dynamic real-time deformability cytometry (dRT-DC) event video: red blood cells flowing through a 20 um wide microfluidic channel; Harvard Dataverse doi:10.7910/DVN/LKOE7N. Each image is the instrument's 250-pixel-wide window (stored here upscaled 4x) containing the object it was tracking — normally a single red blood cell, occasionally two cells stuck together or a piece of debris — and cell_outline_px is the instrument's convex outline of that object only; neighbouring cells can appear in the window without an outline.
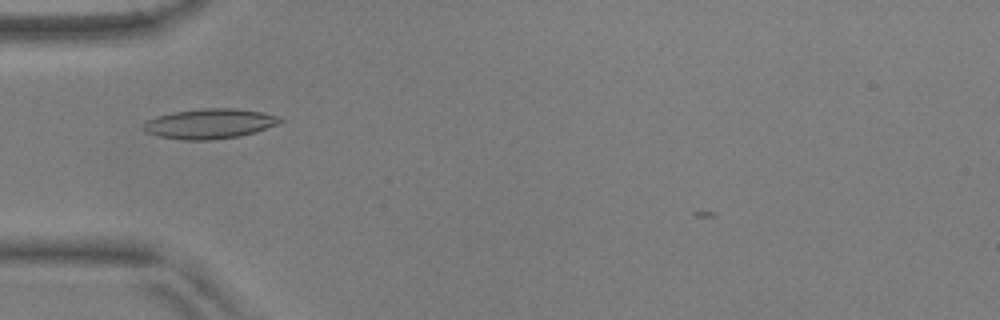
{"species": "common noctule bat (a hibernating species)", "species_latin": "Nyctalus noctula", "temperature_condition": "warm", "stored_images_in_passage": 42, "camera_frame_rate_fps": 3000, "um_per_image_px": 0.085, "animal": {"sex": "male", "body_mass_g": 17.9, "forearm_length_mm": 54.2}, "frame": {"image": 1, "passage_image": 7, "time_ms": 2.0, "image_size_px": [1000, 320], "cell_outline_px": [[284, 120], [280, 124], [256, 132], [240, 136], [212, 140], [184, 140], [160, 136], [148, 132], [144, 128], [144, 124], [148, 120], [160, 116], [176, 112], [204, 108], [236, 108], [260, 112], [276, 116]], "centroid_in_image_um": [17.9, 10.52], "position_along_channel_um": 67.1, "area_um2": 23.52}}
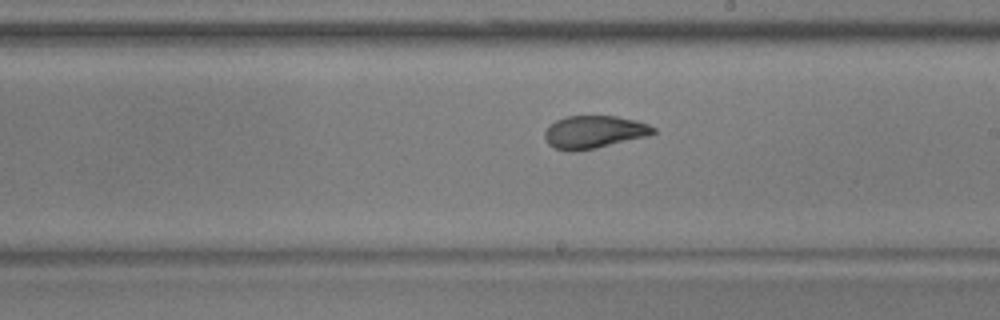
{"frame": {"image": 2, "passage_image": 21, "time_ms": 6.667, "image_size_px": [1000, 320], "cell_outline_px": [[656, 132], [648, 136], [596, 148], [572, 152], [556, 148], [548, 144], [544, 136], [544, 132], [556, 120], [564, 116], [616, 116], [636, 120], [648, 124], [656, 128]], "centroid_in_image_um": [50.51, 11.22], "position_along_channel_um": 238.5, "area_um2": 20.69}}
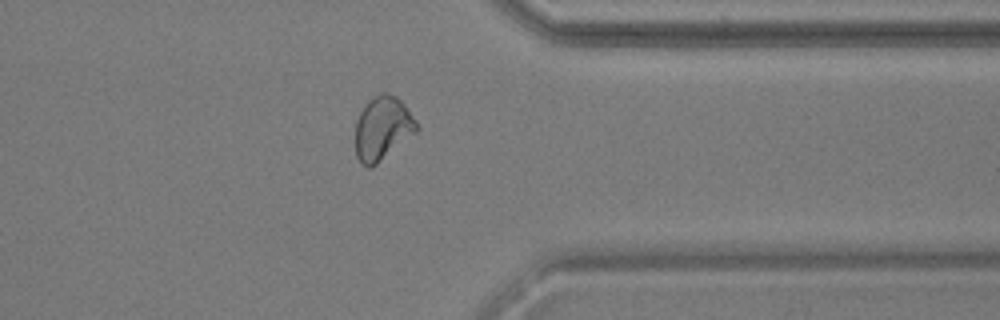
{"frame": {"image": 3, "passage_image": 33, "time_ms": 10.667, "image_size_px": [1000, 320], "cell_outline_px": [[420, 128], [416, 132], [372, 168], [368, 168], [360, 164], [356, 156], [356, 120], [364, 104], [368, 100], [380, 92], [388, 92], [396, 96], [404, 104], [416, 120]], "centroid_in_image_um": [32.5, 10.9], "position_along_channel_um": 378.9, "area_um2": 22.95}}